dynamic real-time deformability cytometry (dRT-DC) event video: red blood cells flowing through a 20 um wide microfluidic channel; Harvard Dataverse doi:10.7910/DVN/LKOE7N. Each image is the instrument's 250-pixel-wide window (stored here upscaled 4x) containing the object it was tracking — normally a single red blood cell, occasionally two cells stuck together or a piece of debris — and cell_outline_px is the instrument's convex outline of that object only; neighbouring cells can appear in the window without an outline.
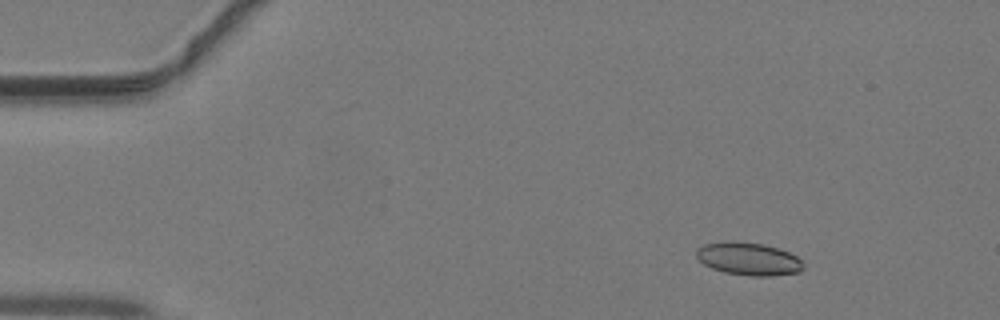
{"species": "common noctule bat (a hibernating species)", "species_latin": "Nyctalus noctula", "temperature_condition": "warm", "stored_images_in_passage": 43, "camera_frame_rate_fps": 3000, "um_per_image_px": 0.085, "animal": {"sex": "male", "body_mass_g": 19.2, "forearm_length_mm": 51.8}, "frame": {"image": 1, "passage_image": 5, "time_ms": 1.333, "image_size_px": [1000, 320], "cell_outline_px": [[804, 268], [800, 272], [772, 276], [752, 276], [724, 272], [712, 268], [704, 264], [696, 256], [696, 248], [704, 244], [732, 240], [736, 240], [764, 244], [788, 252], [796, 256], [804, 264]], "centroid_in_image_um": [63.62, 21.99], "position_along_channel_um": 21.4, "area_um2": 20.58}}
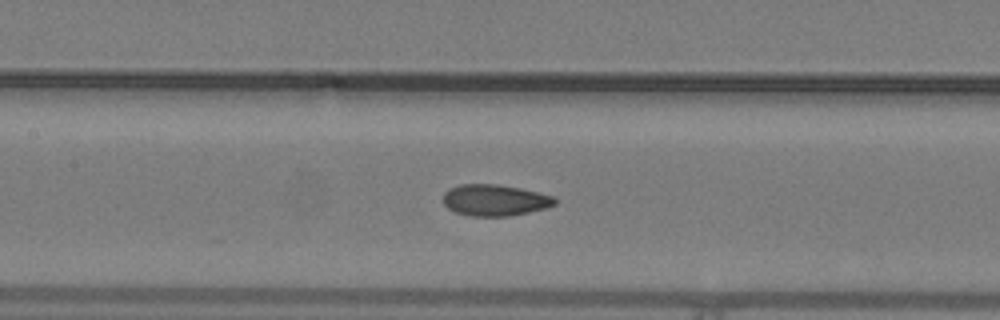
{"frame": {"image": 2, "passage_image": 20, "time_ms": 6.333, "image_size_px": [1000, 320], "cell_outline_px": [[556, 204], [548, 208], [508, 216], [468, 216], [456, 212], [448, 208], [444, 204], [444, 192], [448, 188], [460, 184], [496, 184], [520, 188], [552, 196], [556, 200]], "centroid_in_image_um": [42.04, 17.01], "position_along_channel_um": 165.4, "area_um2": 20.4}}
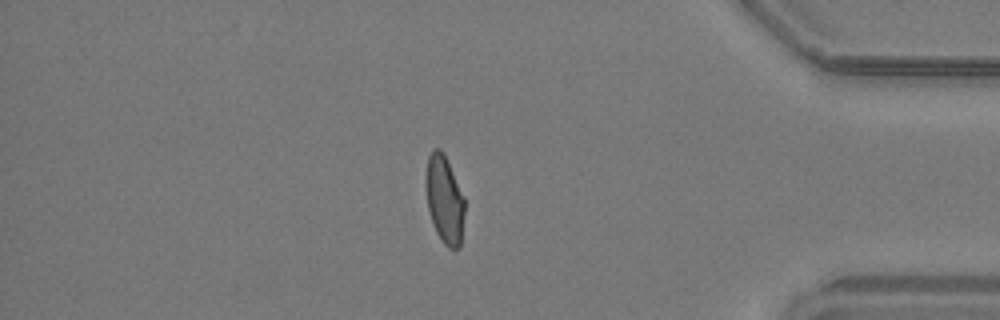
{"frame": {"image": 3, "passage_image": 37, "time_ms": 12.0, "image_size_px": [1000, 320], "cell_outline_px": [[464, 212], [460, 248], [448, 248], [444, 244], [436, 232], [428, 208], [424, 184], [424, 180], [428, 156], [432, 148], [440, 148], [444, 152], [464, 196]], "centroid_in_image_um": [37.76, 16.9], "position_along_channel_um": 397.4, "area_um2": 20.11}}